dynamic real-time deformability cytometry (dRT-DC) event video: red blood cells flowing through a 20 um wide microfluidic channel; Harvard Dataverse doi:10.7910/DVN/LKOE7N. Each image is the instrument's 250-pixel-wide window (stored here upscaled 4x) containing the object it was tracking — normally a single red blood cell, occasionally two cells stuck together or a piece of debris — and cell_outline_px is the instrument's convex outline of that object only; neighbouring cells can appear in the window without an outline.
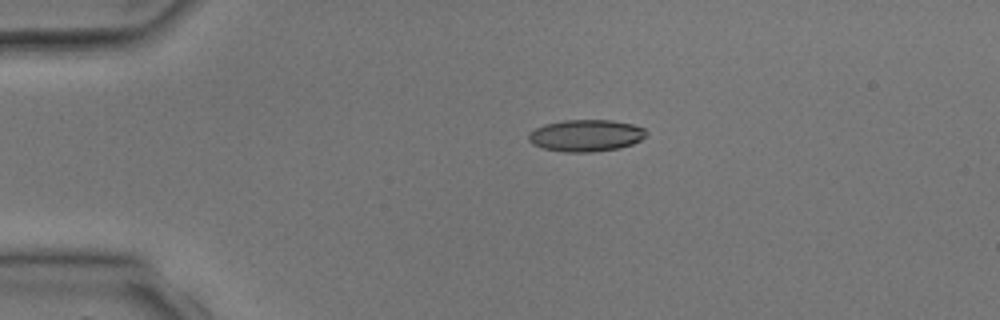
{"species": "common noctule bat (a hibernating species)", "species_latin": "Nyctalus noctula", "temperature_condition": "room temperature", "stored_images_in_passage": 2, "camera_frame_rate_fps": 3000, "um_per_image_px": 0.085, "animal": {"sex": "male", "body_mass_g": 17.9, "forearm_length_mm": 54.2}, "frame": {"image": 1, "passage_image": 1, "time_ms": 0.0, "image_size_px": [1000, 320], "cell_outline_px": [[648, 132], [640, 140], [632, 144], [620, 148], [592, 152], [564, 152], [544, 148], [532, 144], [528, 140], [528, 132], [544, 124], [564, 120], [612, 120], [632, 124], [644, 128]], "centroid_in_image_um": [49.79, 11.52], "position_along_channel_um": 35.2, "area_um2": 21.91}}